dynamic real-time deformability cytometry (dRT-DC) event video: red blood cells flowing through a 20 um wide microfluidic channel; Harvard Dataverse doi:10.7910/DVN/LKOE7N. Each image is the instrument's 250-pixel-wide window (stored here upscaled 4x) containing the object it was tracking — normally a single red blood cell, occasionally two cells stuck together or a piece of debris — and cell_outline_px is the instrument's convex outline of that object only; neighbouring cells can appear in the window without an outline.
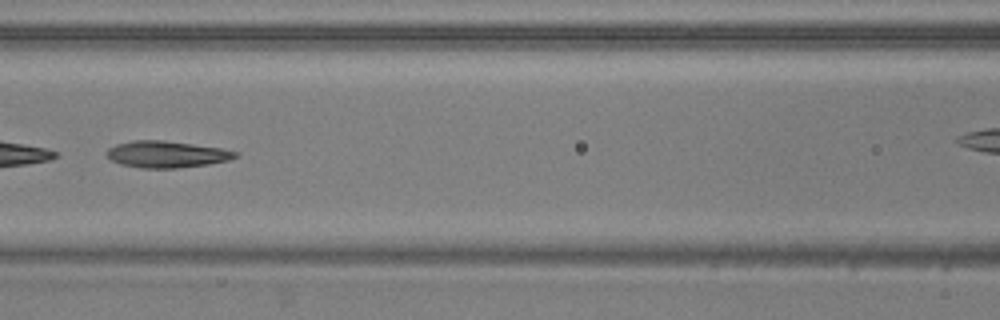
{"species": "common noctule bat (a hibernating species)", "species_latin": "Nyctalus noctula", "temperature_condition": "warm", "stored_images_in_passage": 32, "camera_frame_rate_fps": 3000, "um_per_image_px": 0.085, "animal": {"sex": "male", "body_mass_g": 20.5, "forearm_length_mm": 52.5}, "frame": {"image": 1, "passage_image": 14, "time_ms": 4.333, "image_size_px": [1000, 320], "cell_outline_px": [[240, 156], [232, 160], [208, 164], [176, 168], [140, 168], [120, 164], [112, 160], [108, 156], [108, 148], [116, 144], [132, 140], [164, 140], [220, 148], [240, 152]], "centroid_in_image_um": [14.21, 13.11], "position_along_channel_um": 152.4, "area_um2": 20.06}, "authors_computed_cell_mechanics": {"area_um2": 19.5942, "velocity_mm_per_s": 3.9003, "shape_relaxation_time_tau1_ms": 6.0444, "shape_relaxation_time_tau2_ms": 2.4956, "deformation_change_tau1": 0.2238, "deformation_change_tau2": 0.101}}